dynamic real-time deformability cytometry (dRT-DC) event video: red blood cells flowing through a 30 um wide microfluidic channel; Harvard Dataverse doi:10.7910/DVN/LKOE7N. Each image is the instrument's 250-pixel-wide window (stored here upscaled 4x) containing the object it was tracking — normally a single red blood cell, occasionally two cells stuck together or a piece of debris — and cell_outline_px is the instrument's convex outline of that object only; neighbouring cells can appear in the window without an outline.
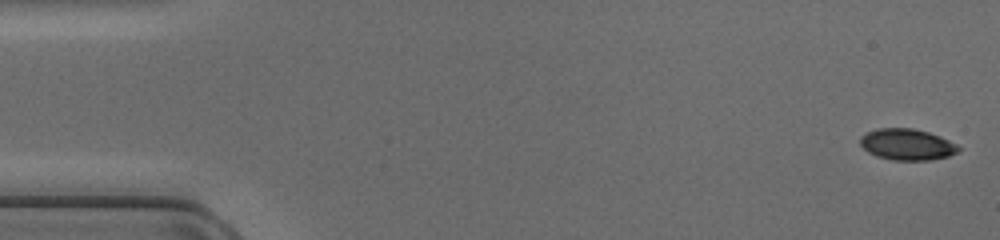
{"species": "common noctule bat (a hibernating species)", "species_latin": "Nyctalus noctula", "temperature_condition": "cold", "stored_images_in_passage": 18, "camera_frame_rate_fps": 3000, "um_per_image_px": 0.085, "animal": {"sex": "female", "body_mass_g": 17.0, "forearm_length_mm": 48.0}, "frame": {"image": 1, "passage_image": 1, "time_ms": 0.0, "image_size_px": [1000, 240], "cell_outline_px": [[960, 148], [956, 152], [948, 156], [932, 160], [892, 160], [876, 156], [868, 152], [860, 144], [860, 136], [876, 128], [912, 128], [928, 132], [940, 136], [956, 144]], "centroid_in_image_um": [77.07, 12.28], "position_along_channel_um": 7.9, "area_um2": 17.86}}
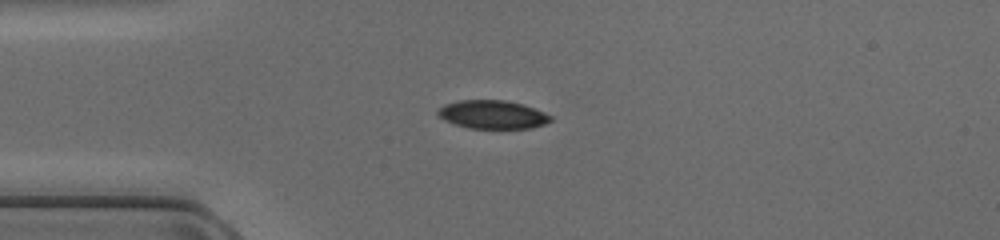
{"frame": {"image": 2, "passage_image": 12, "time_ms": 3.667, "image_size_px": [1000, 240], "cell_outline_px": [[552, 120], [544, 124], [532, 128], [468, 128], [444, 120], [436, 112], [444, 104], [460, 100], [504, 100], [524, 104], [544, 112], [552, 116]], "centroid_in_image_um": [41.88, 9.73], "position_along_channel_um": 43.1, "area_um2": 18.61}}
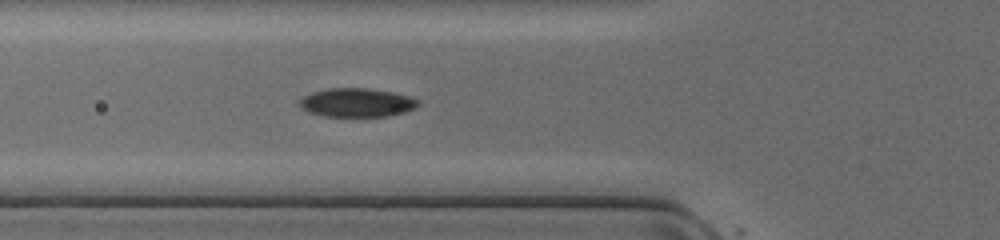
{"frame": {"image": 3, "passage_image": 17, "time_ms": 5.333, "image_size_px": [1000, 240], "cell_outline_px": [[420, 104], [416, 108], [404, 112], [388, 116], [324, 116], [308, 112], [300, 108], [300, 100], [304, 96], [312, 92], [328, 88], [368, 88], [392, 92], [408, 96], [420, 100]], "centroid_in_image_um": [30.34, 8.72], "position_along_channel_um": 95.5, "area_um2": 19.88}}